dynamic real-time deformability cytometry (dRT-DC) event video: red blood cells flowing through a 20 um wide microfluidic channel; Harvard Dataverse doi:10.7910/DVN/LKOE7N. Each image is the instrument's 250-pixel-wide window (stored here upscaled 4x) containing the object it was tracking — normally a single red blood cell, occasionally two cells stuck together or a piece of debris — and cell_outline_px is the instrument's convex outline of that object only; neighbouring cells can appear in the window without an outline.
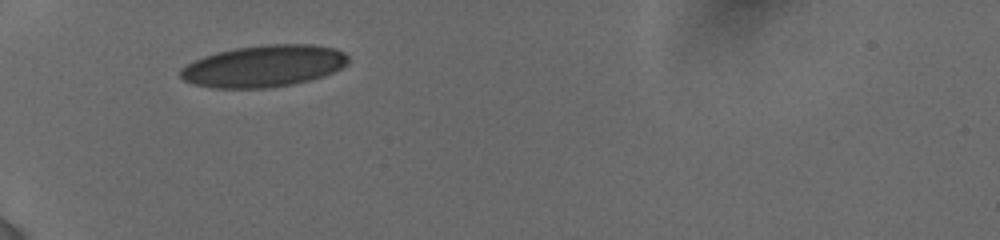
{"species": "human", "species_latin": "Homo sapiens", "temperature_condition": "cold", "stored_images_in_passage": 3, "camera_frame_rate_fps": 3000, "um_per_image_px": 0.085, "donor": {"sex": "female"}, "frame": {"image": 1, "passage_image": 1, "time_ms": 0.0, "image_size_px": [1000, 240], "cell_outline_px": [[348, 64], [324, 76], [292, 84], [268, 88], [212, 88], [192, 84], [184, 80], [180, 76], [180, 68], [204, 56], [216, 52], [236, 48], [264, 44], [312, 44], [336, 48], [344, 52], [348, 56]], "centroid_in_image_um": [22.42, 5.61], "position_along_channel_um": 62.6, "area_um2": 40.92}}